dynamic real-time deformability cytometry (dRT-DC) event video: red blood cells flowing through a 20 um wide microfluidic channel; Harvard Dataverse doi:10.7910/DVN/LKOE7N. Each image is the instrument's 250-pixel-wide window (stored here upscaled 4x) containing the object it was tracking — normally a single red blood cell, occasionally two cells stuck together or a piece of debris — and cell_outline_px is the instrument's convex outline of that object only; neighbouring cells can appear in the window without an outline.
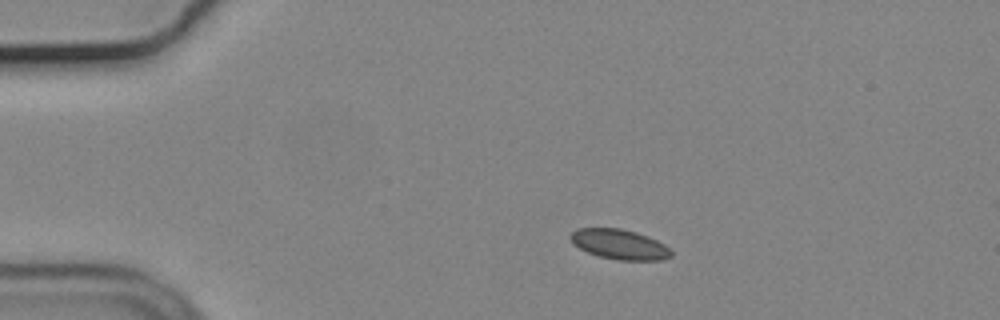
{"species": "common noctule bat (a hibernating species)", "species_latin": "Nyctalus noctula", "temperature_condition": "cold", "stored_images_in_passage": 46, "camera_frame_rate_fps": 3000, "um_per_image_px": 0.085, "animal": {"sex": "male", "body_mass_g": 19.2, "forearm_length_mm": 51.8}, "frame": {"image": 1, "passage_image": 1, "time_ms": 0.0, "image_size_px": [1000, 320], "cell_outline_px": [[672, 256], [660, 260], [616, 260], [600, 256], [588, 252], [572, 244], [568, 236], [576, 228], [620, 228], [636, 232], [648, 236], [664, 244], [672, 252]], "centroid_in_image_um": [52.63, 20.76], "position_along_channel_um": 32.4, "area_um2": 17.63}}
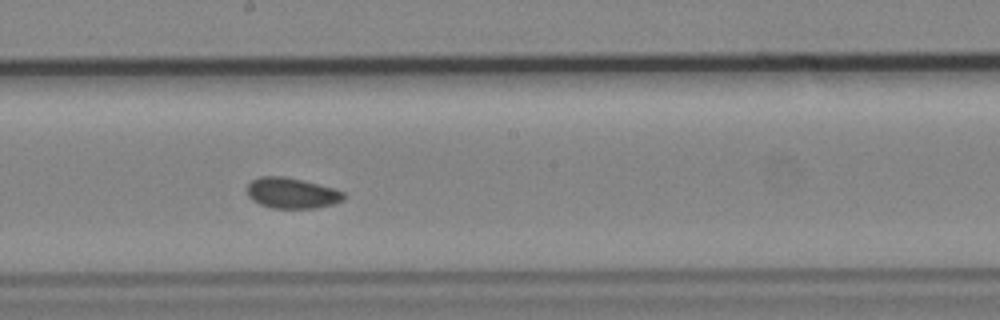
{"frame": {"image": 2, "passage_image": 21, "time_ms": 6.667, "image_size_px": [1000, 320], "cell_outline_px": [[344, 200], [332, 204], [316, 208], [272, 208], [260, 204], [252, 200], [248, 196], [248, 184], [252, 180], [260, 176], [284, 176], [332, 188], [344, 192]], "centroid_in_image_um": [24.78, 16.42], "position_along_channel_um": 223.4, "area_um2": 17.05}}
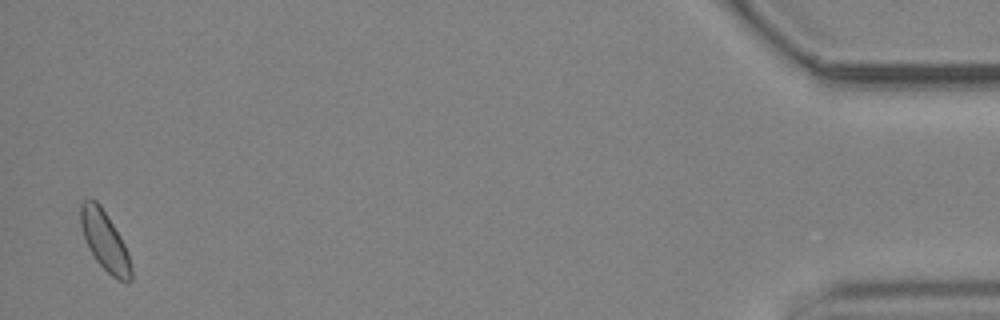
{"frame": {"image": 3, "passage_image": 45, "time_ms": 14.667, "image_size_px": [1000, 320], "cell_outline_px": [[132, 280], [128, 284], [112, 276], [96, 260], [88, 248], [80, 224], [80, 204], [88, 196], [96, 200], [100, 204], [120, 236], [128, 252], [132, 268]], "centroid_in_image_um": [8.9, 20.46], "position_along_channel_um": 426.3, "area_um2": 17.57}, "authors_computed_cell_mechanics": {"area_um2": 17.2822, "velocity_mm_per_s": 3.6586, "shape_relaxation_time_tau1_ms": null, "shape_relaxation_time_tau2_ms": 10.8689, "deformation_change_tau1": null, "deformation_change_tau2": 0.1029}}